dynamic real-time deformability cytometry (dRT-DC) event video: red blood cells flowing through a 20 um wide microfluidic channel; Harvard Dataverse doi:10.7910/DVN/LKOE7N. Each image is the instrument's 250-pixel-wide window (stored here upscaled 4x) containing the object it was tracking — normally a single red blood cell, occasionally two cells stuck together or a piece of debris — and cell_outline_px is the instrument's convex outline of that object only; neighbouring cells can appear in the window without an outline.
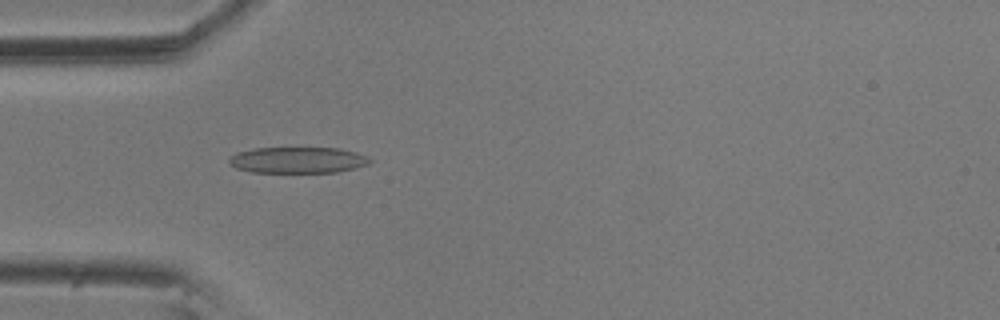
{"species": "common noctule bat (a hibernating species)", "species_latin": "Nyctalus noctula", "temperature_condition": "room temperature", "stored_images_in_passage": 2, "camera_frame_rate_fps": 3000, "um_per_image_px": 0.085, "animal": {"sex": "male", "body_mass_g": 20.5, "forearm_length_mm": 52.5}, "frame": {"image": 1, "passage_image": 1, "time_ms": 0.0, "image_size_px": [1000, 320], "cell_outline_px": [[372, 160], [368, 164], [356, 168], [336, 172], [252, 172], [236, 168], [228, 164], [228, 156], [236, 152], [252, 148], [340, 148], [356, 152], [368, 156]], "centroid_in_image_um": [25.28, 13.6], "position_along_channel_um": 59.7, "area_um2": 21.68}}
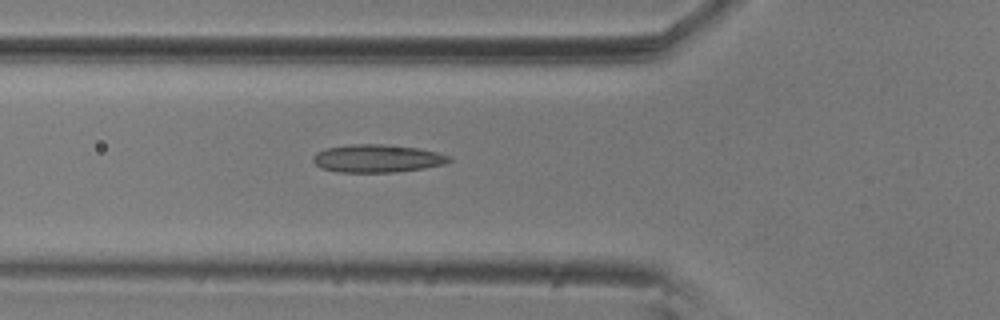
{"frame": {"image": 2, "passage_image": 2, "time_ms": 0.333, "image_size_px": [1000, 320], "cell_outline_px": [[452, 160], [444, 164], [424, 168], [396, 172], [336, 172], [320, 168], [312, 160], [312, 156], [316, 152], [328, 148], [348, 144], [384, 144], [420, 148], [452, 156]], "centroid_in_image_um": [32.06, 13.47], "position_along_channel_um": 93.7, "area_um2": 22.31}}